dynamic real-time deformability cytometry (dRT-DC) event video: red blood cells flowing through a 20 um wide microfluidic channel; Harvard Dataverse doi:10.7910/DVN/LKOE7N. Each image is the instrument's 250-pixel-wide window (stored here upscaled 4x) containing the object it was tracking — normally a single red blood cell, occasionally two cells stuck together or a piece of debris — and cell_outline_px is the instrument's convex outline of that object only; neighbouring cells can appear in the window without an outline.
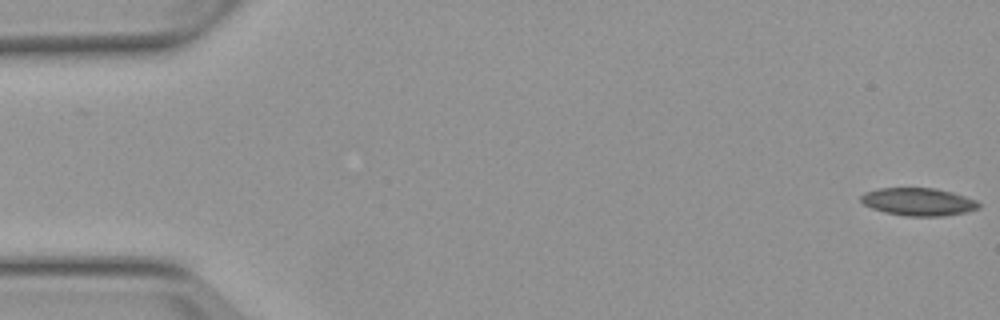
{"species": "Egyptian fruit bat (a non-hibernating species)", "species_latin": "Rousettus aegyptiacus", "temperature_condition": "warm", "stored_images_in_passage": 5, "camera_frame_rate_fps": 3000, "um_per_image_px": 0.085, "animal": {"sex": "female"}, "frame": {"image": 1, "passage_image": 5, "time_ms": 4.667, "image_size_px": [1000, 320], "cell_outline_px": [[980, 208], [964, 212], [944, 216], [908, 216], [884, 212], [872, 208], [864, 204], [860, 200], [860, 196], [864, 192], [876, 188], [936, 188], [952, 192], [976, 200], [980, 204]], "centroid_in_image_um": [78.04, 17.14], "position_along_channel_um": 7.0, "area_um2": 19.07}}